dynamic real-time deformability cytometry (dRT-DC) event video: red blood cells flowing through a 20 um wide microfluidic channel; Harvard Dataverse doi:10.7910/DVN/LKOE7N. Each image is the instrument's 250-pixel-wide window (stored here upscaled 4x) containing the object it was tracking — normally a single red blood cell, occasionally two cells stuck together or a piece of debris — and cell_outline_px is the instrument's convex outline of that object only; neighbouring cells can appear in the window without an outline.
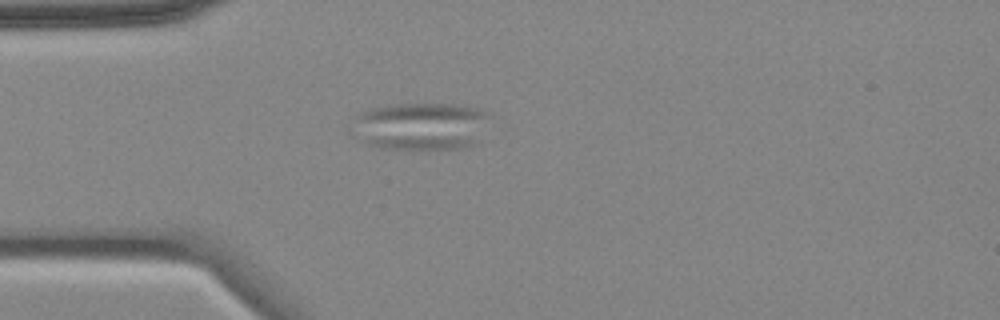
{"species": "common noctule bat (a hibernating species)", "species_latin": "Nyctalus noctula", "temperature_condition": "cold", "stored_images_in_passage": 3, "camera_frame_rate_fps": 3000, "um_per_image_px": 0.085, "animal": {"sex": "female", "body_mass_g": 18.4}, "frame": {"image": 1, "passage_image": 2, "time_ms": 2.333, "image_size_px": [1000, 320], "cell_outline_px": [[492, 112], [480, 144], [464, 148], [380, 148], [364, 144], [356, 120], [356, 112], [368, 108], [392, 104], [456, 104], [480, 108]], "centroid_in_image_um": [35.93, 10.7], "position_along_channel_um": 49.1, "area_um2": 38.38}}